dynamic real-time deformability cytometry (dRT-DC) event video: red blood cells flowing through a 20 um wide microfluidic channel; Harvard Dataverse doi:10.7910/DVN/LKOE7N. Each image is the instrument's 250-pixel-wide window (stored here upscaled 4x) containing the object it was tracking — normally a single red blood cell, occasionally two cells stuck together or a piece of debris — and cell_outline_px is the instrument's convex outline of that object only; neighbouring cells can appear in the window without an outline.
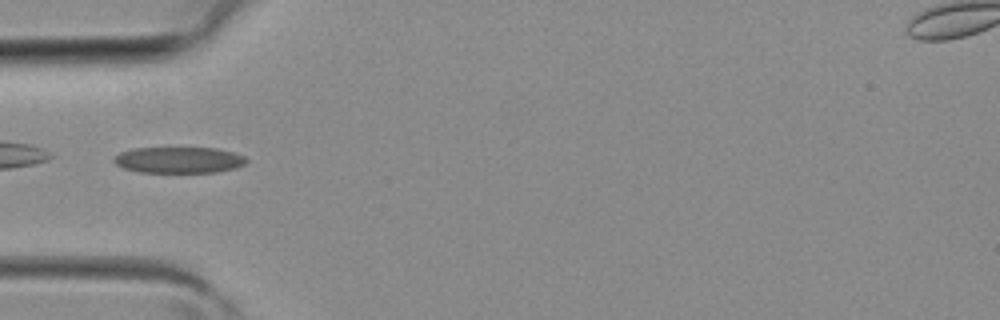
{"species": "common noctule bat (a hibernating species)", "species_latin": "Nyctalus noctula", "temperature_condition": "room temperature", "stored_images_in_passage": 6, "camera_frame_rate_fps": 3000, "um_per_image_px": 0.085, "animal": {"sex": "female", "body_mass_g": 19.3, "forearm_length_mm": 54.1}, "frame": {"image": 1, "passage_image": 6, "time_ms": 1.667, "image_size_px": [1000, 320], "cell_outline_px": [[248, 160], [244, 164], [236, 168], [216, 172], [140, 172], [124, 168], [116, 164], [112, 160], [112, 156], [120, 152], [132, 148], [216, 148], [232, 152], [244, 156]], "centroid_in_image_um": [15.17, 13.59], "position_along_channel_um": 69.8, "area_um2": 20.23}}